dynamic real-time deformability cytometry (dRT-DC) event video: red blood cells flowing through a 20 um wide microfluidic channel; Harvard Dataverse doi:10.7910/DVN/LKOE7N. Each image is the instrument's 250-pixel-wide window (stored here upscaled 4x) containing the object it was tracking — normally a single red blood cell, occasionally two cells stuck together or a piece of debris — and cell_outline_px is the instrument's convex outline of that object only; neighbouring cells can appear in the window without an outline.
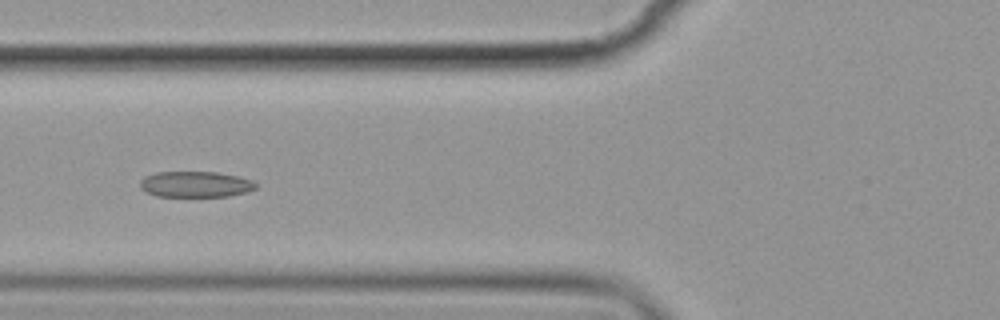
{"species": "common noctule bat (a hibernating species)", "species_latin": "Nyctalus noctula", "temperature_condition": "cold", "stored_images_in_passage": 9, "camera_frame_rate_fps": 3000, "um_per_image_px": 0.085, "animal": {"sex": "female", "body_mass_g": 19.9}, "frame": {"image": 1, "passage_image": 6, "time_ms": 6.667, "image_size_px": [1000, 320], "cell_outline_px": [[256, 188], [248, 192], [228, 196], [156, 196], [144, 192], [140, 188], [140, 180], [144, 176], [156, 172], [216, 172], [236, 176], [252, 180], [256, 184]], "centroid_in_image_um": [16.58, 15.66], "position_along_channel_um": 109.2, "area_um2": 17.51}}
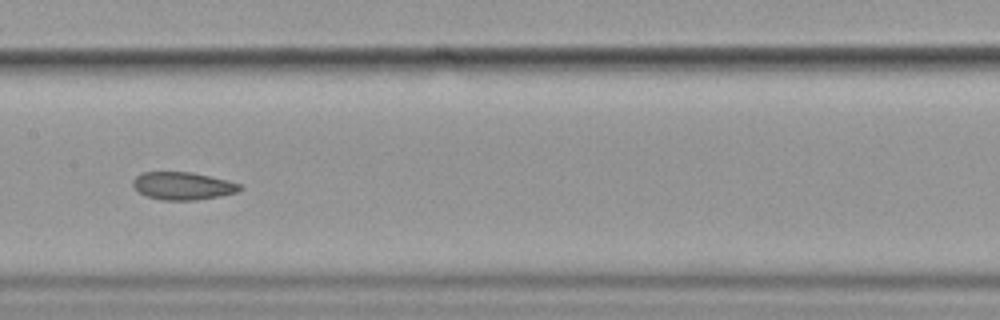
{"frame": {"image": 2, "passage_image": 8, "time_ms": 9.0, "image_size_px": [1000, 320], "cell_outline_px": [[244, 188], [236, 192], [220, 196], [196, 200], [160, 200], [148, 196], [140, 192], [132, 184], [132, 180], [140, 172], [192, 172], [228, 180], [240, 184]], "centroid_in_image_um": [15.55, 15.79], "position_along_channel_um": 191.9, "area_um2": 17.28}}
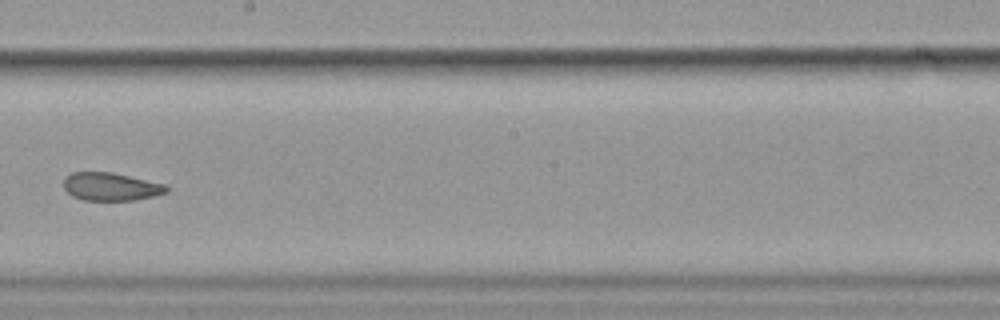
{"frame": {"image": 3, "passage_image": 9, "time_ms": 10.333, "image_size_px": [1000, 320], "cell_outline_px": [[168, 192], [152, 196], [132, 200], [84, 200], [72, 196], [64, 188], [64, 176], [72, 172], [112, 172], [164, 184], [168, 188]], "centroid_in_image_um": [9.38, 15.86], "position_along_channel_um": 238.8, "area_um2": 16.65}}